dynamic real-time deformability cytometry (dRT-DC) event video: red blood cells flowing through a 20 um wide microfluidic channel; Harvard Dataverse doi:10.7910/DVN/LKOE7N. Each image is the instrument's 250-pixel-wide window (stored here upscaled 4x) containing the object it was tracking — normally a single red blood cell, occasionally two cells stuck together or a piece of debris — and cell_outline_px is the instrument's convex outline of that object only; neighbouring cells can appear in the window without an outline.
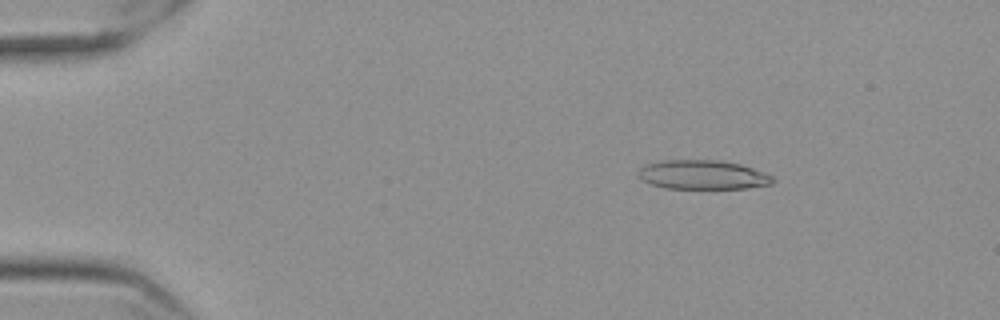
{"species": "Egyptian fruit bat (a non-hibernating species)", "species_latin": "Rousettus aegyptiacus", "temperature_condition": "cold", "stored_images_in_passage": 56, "camera_frame_rate_fps": 3000, "um_per_image_px": 0.085, "frame": {"image": 1, "passage_image": 8, "time_ms": 2.333, "image_size_px": [1000, 320], "cell_outline_px": [[776, 180], [772, 184], [748, 188], [664, 188], [652, 184], [644, 180], [636, 172], [644, 164], [660, 160], [720, 160], [740, 164], [764, 172], [772, 176]], "centroid_in_image_um": [59.74, 14.85], "position_along_channel_um": 25.3, "area_um2": 22.89}}
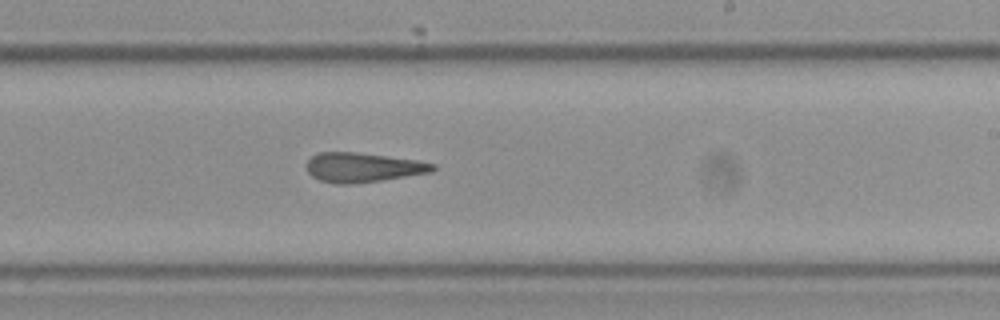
{"frame": {"image": 2, "passage_image": 34, "time_ms": 11.0, "image_size_px": [1000, 320], "cell_outline_px": [[436, 168], [432, 172], [380, 180], [352, 184], [336, 184], [320, 180], [312, 176], [308, 172], [308, 160], [312, 156], [320, 152], [356, 152], [420, 160], [436, 164]], "centroid_in_image_um": [30.88, 14.22], "position_along_channel_um": 258.1, "area_um2": 21.62}}
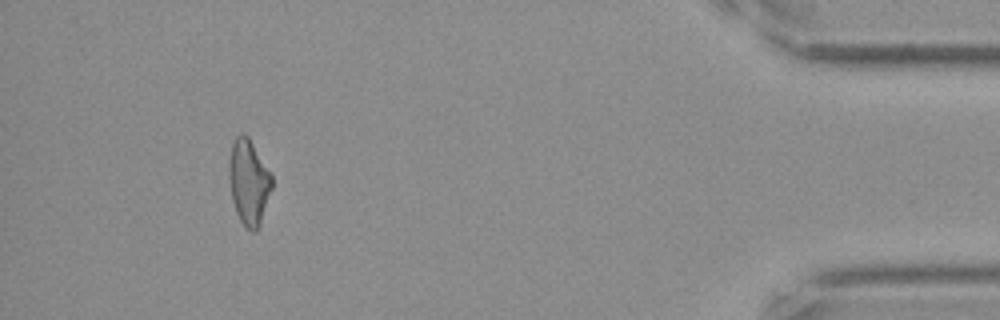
{"frame": {"image": 3, "passage_image": 52, "time_ms": 17.0, "image_size_px": [1000, 320], "cell_outline_px": [[272, 188], [260, 224], [256, 232], [252, 232], [240, 220], [236, 212], [232, 200], [228, 176], [228, 164], [232, 144], [236, 136], [240, 132], [244, 132], [248, 136], [272, 172]], "centroid_in_image_um": [21.15, 15.43], "position_along_channel_um": 414.1, "area_um2": 21.62}, "authors_computed_cell_mechanics": {"area_um2": 22.1085, "velocity_mm_per_s": 3.5838, "shape_relaxation_time_tau1_ms": null, "shape_relaxation_time_tau2_ms": 2.7649, "deformation_change_tau1": null, "deformation_change_tau2": 0.1566}}